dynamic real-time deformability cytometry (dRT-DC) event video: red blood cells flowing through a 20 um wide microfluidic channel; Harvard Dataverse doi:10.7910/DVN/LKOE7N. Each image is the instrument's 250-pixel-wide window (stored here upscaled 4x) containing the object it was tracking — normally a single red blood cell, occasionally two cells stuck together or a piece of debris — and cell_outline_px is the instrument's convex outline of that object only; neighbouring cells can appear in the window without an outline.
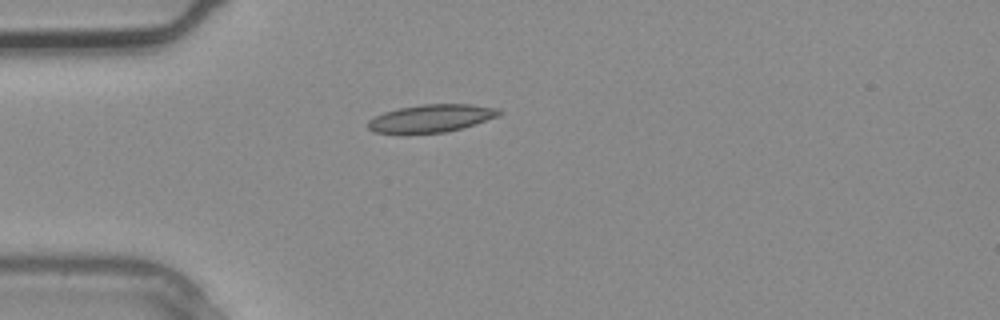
{"species": "common noctule bat (a hibernating species)", "species_latin": "Nyctalus noctula", "temperature_condition": "warm", "stored_images_in_passage": 2, "camera_frame_rate_fps": 3000, "um_per_image_px": 0.085, "animal": {"sex": "male", "body_mass_g": 20.4}, "frame": {"image": 1, "passage_image": 2, "time_ms": 0.333, "image_size_px": [1000, 320], "cell_outline_px": [[500, 116], [460, 128], [444, 132], [372, 132], [368, 128], [368, 120], [384, 112], [400, 108], [420, 104], [472, 104], [500, 108]], "centroid_in_image_um": [36.69, 10.03], "position_along_channel_um": 48.3, "area_um2": 20.75}}